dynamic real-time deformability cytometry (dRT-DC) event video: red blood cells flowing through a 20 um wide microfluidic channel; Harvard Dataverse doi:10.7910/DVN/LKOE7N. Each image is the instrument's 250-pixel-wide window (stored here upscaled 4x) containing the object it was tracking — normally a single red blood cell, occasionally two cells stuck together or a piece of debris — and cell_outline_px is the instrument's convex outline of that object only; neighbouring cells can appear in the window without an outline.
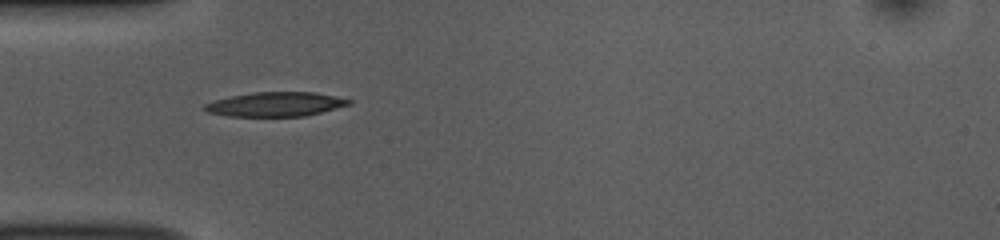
{"species": "common noctule bat (a hibernating species)", "species_latin": "Nyctalus noctula", "temperature_condition": "room temperature", "stored_images_in_passage": 37, "camera_frame_rate_fps": 3000, "um_per_image_px": 0.085, "animal": {"sex": "female", "body_mass_g": 10.0, "forearm_length_mm": 53.1}, "frame": {"image": 1, "passage_image": 1, "time_ms": 0.0, "image_size_px": [1000, 240], "cell_outline_px": [[352, 104], [304, 116], [228, 116], [208, 112], [204, 108], [204, 104], [212, 100], [252, 92], [312, 92], [352, 100]], "centroid_in_image_um": [23.38, 8.86], "position_along_channel_um": 61.6, "area_um2": 20.23}}
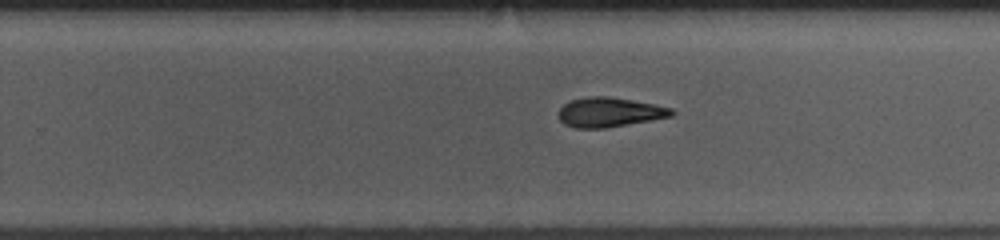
{"frame": {"image": 2, "passage_image": 18, "time_ms": 5.667, "image_size_px": [1000, 240], "cell_outline_px": [[676, 112], [672, 116], [604, 128], [576, 128], [564, 124], [560, 120], [560, 108], [564, 104], [572, 100], [588, 96], [608, 96], [632, 100], [672, 108]], "centroid_in_image_um": [51.8, 9.53], "position_along_channel_um": 278.0, "area_um2": 19.19}}
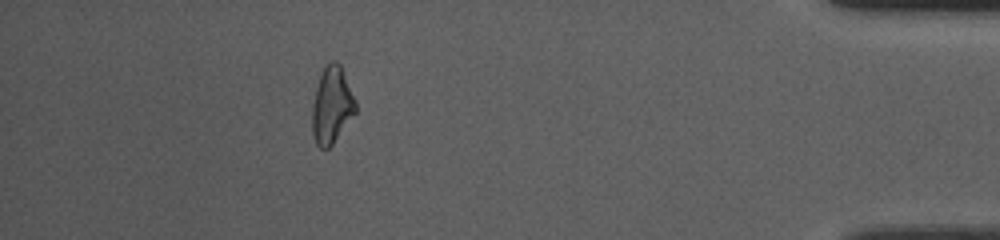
{"frame": {"image": 3, "passage_image": 32, "time_ms": 10.333, "image_size_px": [1000, 240], "cell_outline_px": [[356, 112], [332, 144], [328, 148], [320, 148], [316, 144], [312, 132], [312, 104], [320, 72], [328, 60], [336, 60], [340, 64], [356, 100]], "centroid_in_image_um": [28.19, 8.9], "position_along_channel_um": 407.0, "area_um2": 19.54}, "authors_computed_cell_mechanics": {"area_um2": 20.0566, "velocity_mm_per_s": 3.8459, "shape_relaxation_time_tau1_ms": 3.9433, "shape_relaxation_time_tau2_ms": 6.7305, "deformation_change_tau1": 0.1487, "deformation_change_tau2": 0.1727}}